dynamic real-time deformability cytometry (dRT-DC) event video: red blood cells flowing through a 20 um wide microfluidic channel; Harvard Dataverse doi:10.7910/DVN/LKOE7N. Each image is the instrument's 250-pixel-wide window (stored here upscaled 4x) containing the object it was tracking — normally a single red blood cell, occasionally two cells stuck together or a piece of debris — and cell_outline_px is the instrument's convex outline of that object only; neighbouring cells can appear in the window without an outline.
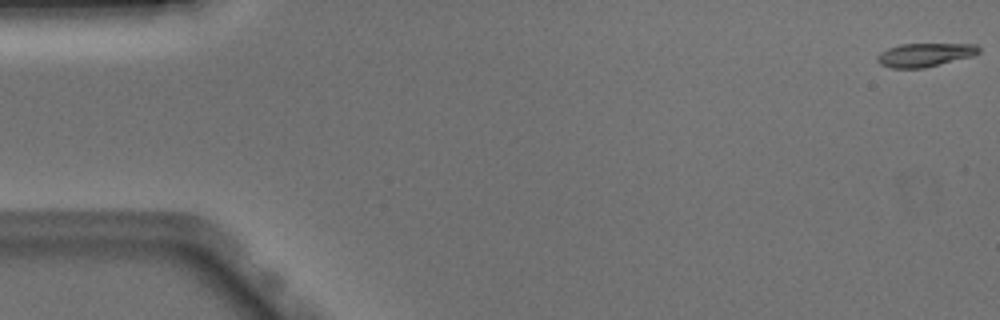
{"species": "Egyptian fruit bat (a non-hibernating species)", "species_latin": "Rousettus aegyptiacus", "temperature_condition": "warm", "stored_images_in_passage": 52, "camera_frame_rate_fps": 3000, "um_per_image_px": 0.085, "animal": {"sex": "male"}, "frame": {"image": 1, "passage_image": 1, "time_ms": 0.0, "image_size_px": [1000, 320], "cell_outline_px": [[980, 52], [972, 56], [924, 68], [892, 68], [880, 64], [876, 60], [876, 56], [880, 52], [888, 48], [900, 44], [976, 44], [980, 48]], "centroid_in_image_um": [78.59, 4.66], "position_along_channel_um": 6.4, "area_um2": 13.93}}
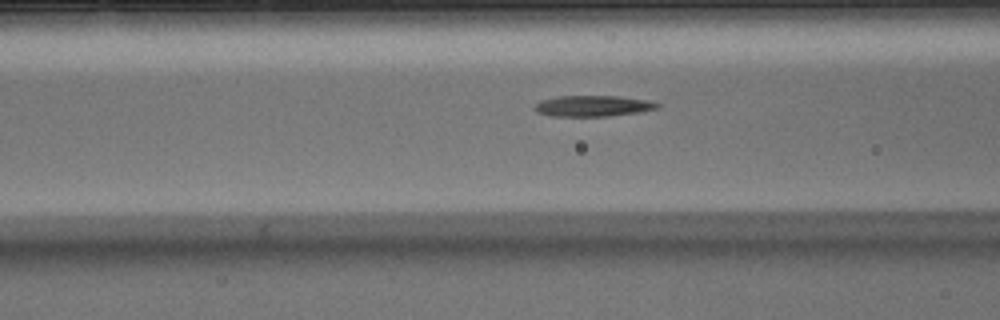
{"frame": {"image": 2, "passage_image": 20, "time_ms": 6.333, "image_size_px": [1000, 320], "cell_outline_px": [[660, 104], [656, 108], [640, 112], [608, 116], [552, 116], [536, 112], [532, 108], [540, 100], [560, 96], [616, 96], [648, 100]], "centroid_in_image_um": [50.35, 9.01], "position_along_channel_um": 116.2, "area_um2": 14.91}}
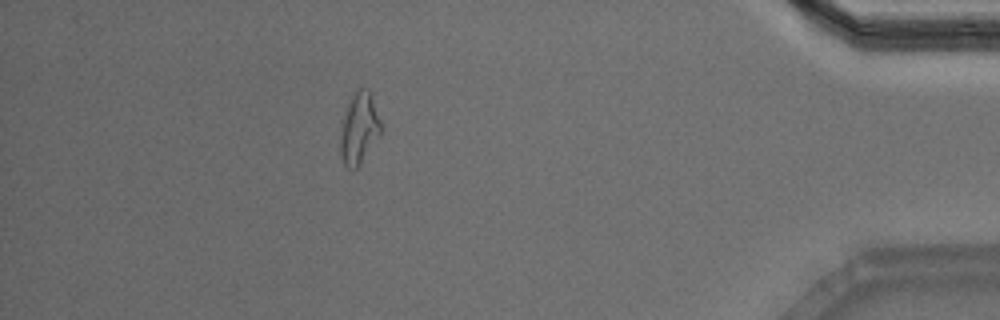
{"frame": {"image": 3, "passage_image": 46, "time_ms": 15.0, "image_size_px": [1000, 320], "cell_outline_px": [[380, 136], [356, 168], [352, 168], [344, 164], [340, 152], [340, 140], [344, 116], [348, 104], [352, 96], [360, 88], [368, 88], [372, 96], [380, 120]], "centroid_in_image_um": [30.54, 10.89], "position_along_channel_um": 404.7, "area_um2": 16.3}, "authors_computed_cell_mechanics": {"area_um2": 14.9124, "velocity_mm_per_s": 3.8995, "shape_relaxation_time_tau1_ms": 5.9178, "shape_relaxation_time_tau2_ms": 3.4601, "deformation_change_tau1": 0.2802, "deformation_change_tau2": 0.1321}}